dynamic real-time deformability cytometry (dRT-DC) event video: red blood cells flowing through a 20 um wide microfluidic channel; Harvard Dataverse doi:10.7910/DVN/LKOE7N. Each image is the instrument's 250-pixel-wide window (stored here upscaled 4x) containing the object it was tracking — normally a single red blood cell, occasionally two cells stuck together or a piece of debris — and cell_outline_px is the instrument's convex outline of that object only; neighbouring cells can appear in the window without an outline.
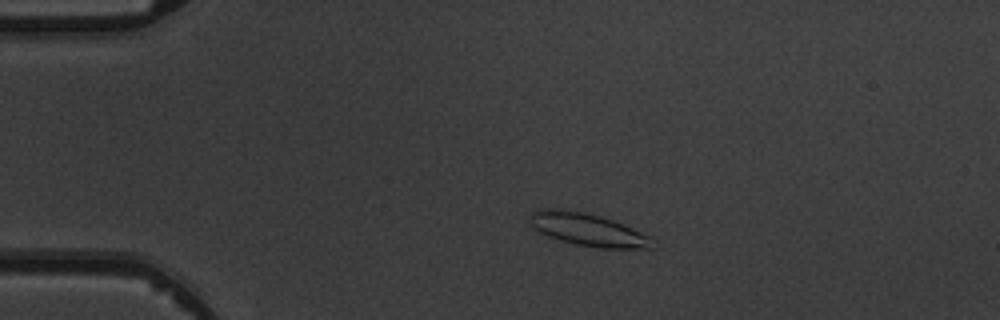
{"species": "common noctule bat (a hibernating species)", "species_latin": "Nyctalus noctula", "temperature_condition": "warm", "stored_images_in_passage": 5, "camera_frame_rate_fps": 3000, "um_per_image_px": 0.085, "animal": {"sex": "male", "body_mass_g": 19.5, "forearm_length_mm": 54.6}, "frame": {"image": 1, "passage_image": 2, "time_ms": 1.333, "image_size_px": [1000, 320], "cell_outline_px": [[656, 248], [600, 248], [576, 244], [560, 240], [548, 236], [532, 228], [528, 224], [532, 212], [536, 208], [564, 208], [584, 212], [600, 216], [612, 220], [652, 236]], "centroid_in_image_um": [49.94, 19.5], "position_along_channel_um": 35.1, "area_um2": 23.64}}
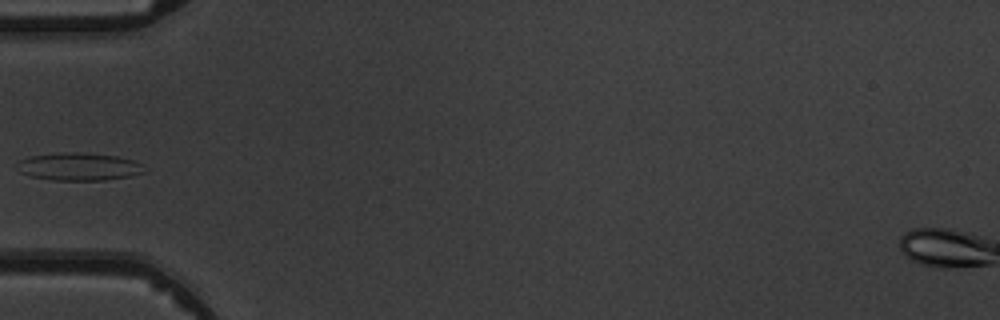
{"frame": {"image": 2, "passage_image": 4, "time_ms": 3.667, "image_size_px": [1000, 320], "cell_outline_px": [[144, 172], [132, 176], [104, 180], [52, 180], [32, 176], [20, 172], [20, 160], [28, 156], [64, 152], [84, 152], [116, 156], [132, 160], [140, 164]], "centroid_in_image_um": [6.71, 14.16], "position_along_channel_um": 78.3, "area_um2": 20.29}}